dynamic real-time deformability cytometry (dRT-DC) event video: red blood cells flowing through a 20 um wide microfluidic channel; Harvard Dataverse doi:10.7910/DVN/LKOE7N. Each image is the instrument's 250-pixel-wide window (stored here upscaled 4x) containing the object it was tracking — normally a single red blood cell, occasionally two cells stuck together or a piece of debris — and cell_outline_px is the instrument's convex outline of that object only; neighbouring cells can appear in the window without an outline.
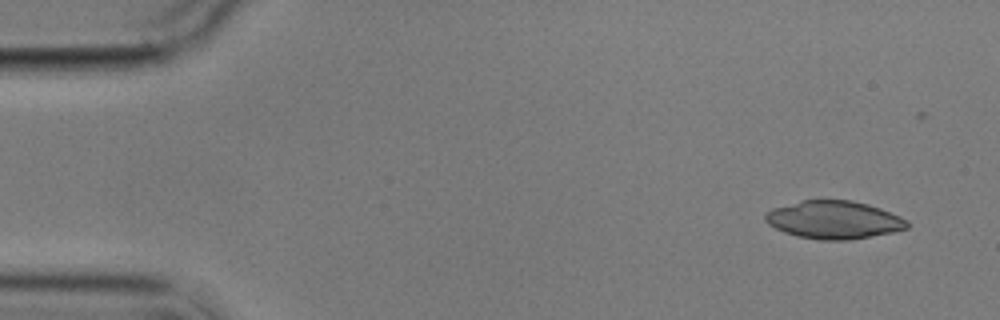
{"species": "common noctule bat (a hibernating species)", "species_latin": "Nyctalus noctula", "temperature_condition": "cold", "stored_images_in_passage": 4, "camera_frame_rate_fps": 3000, "um_per_image_px": 0.085, "animal": {"sex": "male", "body_mass_g": 17.9}, "frame": {"image": 1, "passage_image": 1, "time_ms": 0.0, "image_size_px": [1000, 320], "cell_outline_px": [[908, 228], [892, 232], [848, 240], [820, 240], [796, 236], [784, 232], [768, 224], [764, 220], [764, 212], [772, 208], [800, 200], [852, 200], [868, 204], [880, 208], [900, 216], [908, 220]], "centroid_in_image_um": [70.84, 18.68], "position_along_channel_um": 14.2, "area_um2": 31.5}}